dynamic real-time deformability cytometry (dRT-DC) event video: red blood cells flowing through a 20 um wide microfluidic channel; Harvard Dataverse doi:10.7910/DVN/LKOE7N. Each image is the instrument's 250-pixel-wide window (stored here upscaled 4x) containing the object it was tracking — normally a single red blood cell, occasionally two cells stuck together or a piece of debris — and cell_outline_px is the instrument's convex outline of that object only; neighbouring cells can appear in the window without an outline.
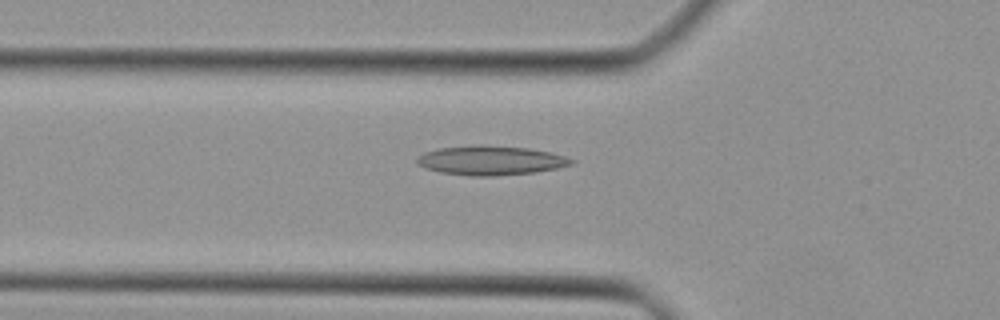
{"species": "Egyptian fruit bat (a non-hibernating species)", "species_latin": "Rousettus aegyptiacus", "temperature_condition": "cold", "stored_images_in_passage": 39, "camera_frame_rate_fps": 3000, "um_per_image_px": 0.085, "animal": {"sex": "female"}, "frame": {"image": 1, "passage_image": 12, "time_ms": 3.667, "image_size_px": [1000, 320], "cell_outline_px": [[576, 160], [572, 164], [556, 168], [536, 172], [492, 176], [468, 176], [440, 172], [424, 168], [416, 164], [416, 156], [424, 152], [436, 148], [480, 144], [484, 144], [528, 148], [548, 152], [564, 156]], "centroid_in_image_um": [41.64, 13.63], "position_along_channel_um": 84.2, "area_um2": 26.65}}
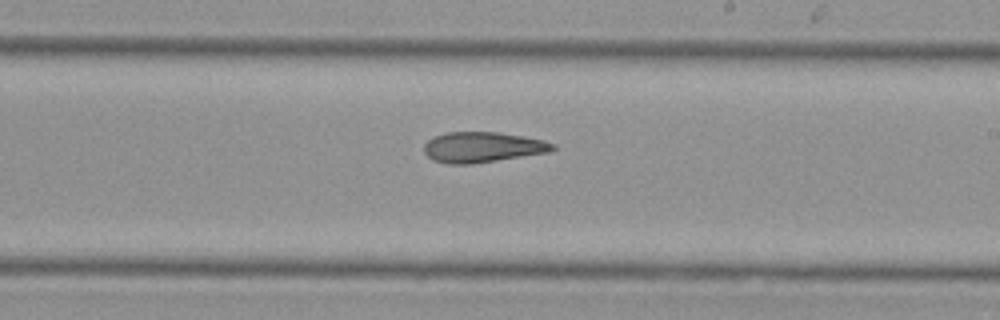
{"frame": {"image": 2, "passage_image": 23, "time_ms": 7.333, "image_size_px": [1000, 320], "cell_outline_px": [[556, 148], [548, 152], [472, 164], [448, 164], [432, 160], [424, 152], [424, 144], [432, 136], [448, 132], [496, 132], [524, 136], [544, 140], [556, 144]], "centroid_in_image_um": [40.99, 12.51], "position_along_channel_um": 248.0, "area_um2": 22.89}}
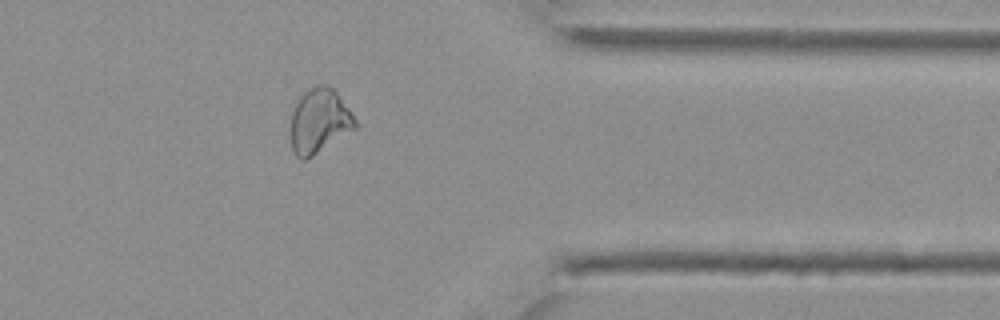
{"frame": {"image": 3, "passage_image": 33, "time_ms": 10.667, "image_size_px": [1000, 320], "cell_outline_px": [[356, 128], [312, 156], [304, 160], [300, 160], [296, 156], [292, 148], [292, 108], [300, 96], [308, 88], [316, 84], [328, 84], [336, 92], [348, 108], [356, 120]], "centroid_in_image_um": [27.13, 10.26], "position_along_channel_um": 384.3, "area_um2": 24.04}}